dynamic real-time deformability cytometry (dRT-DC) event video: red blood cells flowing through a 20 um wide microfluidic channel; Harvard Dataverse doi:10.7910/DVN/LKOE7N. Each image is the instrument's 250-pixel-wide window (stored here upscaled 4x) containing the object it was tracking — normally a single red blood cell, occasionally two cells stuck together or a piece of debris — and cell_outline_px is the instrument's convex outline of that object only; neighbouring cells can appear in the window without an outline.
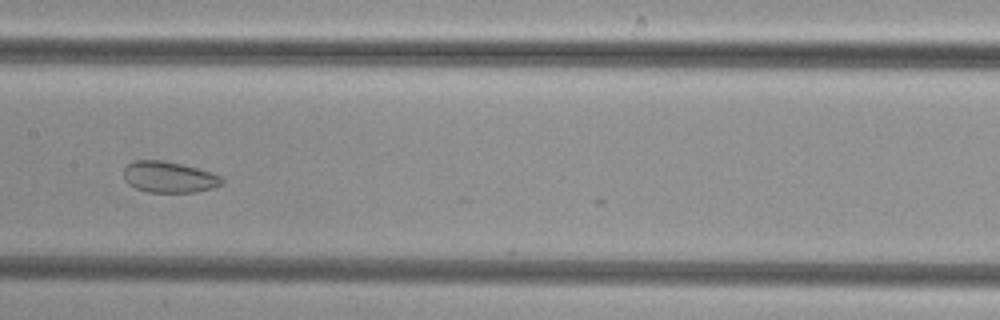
{"species": "common noctule bat (a hibernating species)", "species_latin": "Nyctalus noctula", "temperature_condition": "cold", "stored_images_in_passage": 11, "camera_frame_rate_fps": 3000, "um_per_image_px": 0.085, "animal": {"sex": "female", "body_mass_g": 29.2, "forearm_length_mm": 56.3}, "frame": {"image": 1, "passage_image": 10, "time_ms": 3.0, "image_size_px": [1000, 320], "cell_outline_px": [[224, 180], [220, 184], [212, 188], [196, 192], [148, 192], [136, 188], [128, 184], [124, 180], [124, 168], [128, 164], [136, 160], [164, 160], [212, 172], [220, 176]], "centroid_in_image_um": [14.34, 15.05], "position_along_channel_um": 193.1, "area_um2": 17.74}}